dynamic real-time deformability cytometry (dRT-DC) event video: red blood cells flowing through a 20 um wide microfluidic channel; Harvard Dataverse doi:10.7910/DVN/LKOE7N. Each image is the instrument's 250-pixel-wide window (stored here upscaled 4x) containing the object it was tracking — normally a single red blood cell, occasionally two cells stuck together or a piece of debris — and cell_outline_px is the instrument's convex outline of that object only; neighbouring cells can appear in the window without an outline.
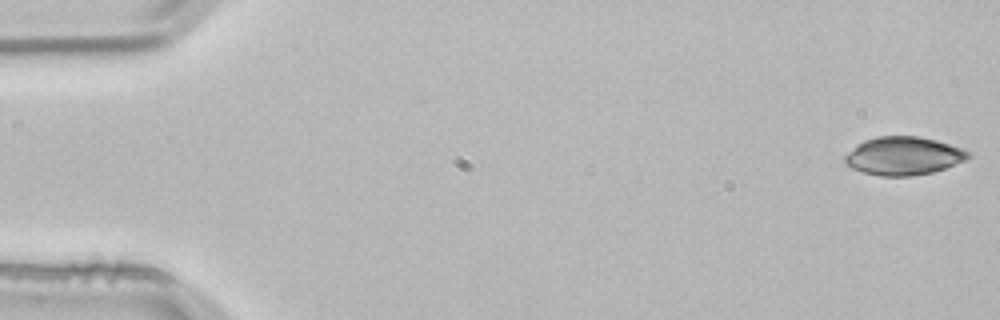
{"species": "common noctule bat (a hibernating species)", "species_latin": "Nyctalus noctula", "temperature_condition": "room temperature", "stored_images_in_passage": 53, "camera_frame_rate_fps": 3000, "um_per_image_px": 0.085, "animal": {"sex": "male", "body_mass_g": 21.5, "forearm_length_mm": 52.0}, "frame": {"image": 1, "passage_image": 1, "time_ms": 0.0, "image_size_px": [1000, 320], "cell_outline_px": [[972, 156], [964, 160], [944, 168], [932, 172], [912, 176], [880, 176], [860, 172], [844, 164], [844, 156], [856, 144], [864, 140], [876, 136], [920, 136], [936, 140], [960, 148], [968, 152]], "centroid_in_image_um": [76.73, 13.25], "position_along_channel_um": 8.3, "area_um2": 27.51}}
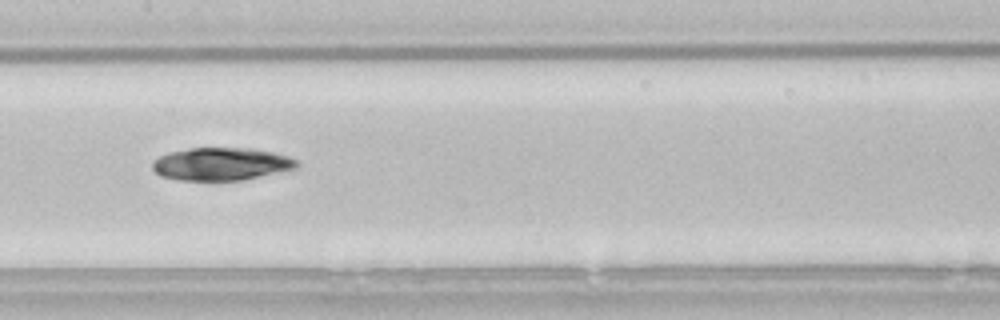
{"frame": {"image": 2, "passage_image": 26, "time_ms": 8.333, "image_size_px": [1000, 320], "cell_outline_px": [[300, 164], [296, 168], [244, 180], [180, 180], [160, 176], [152, 168], [152, 160], [168, 152], [188, 148], [252, 148], [272, 152], [288, 156], [296, 160]], "centroid_in_image_um": [18.79, 13.93], "position_along_channel_um": 188.6, "area_um2": 27.63}}
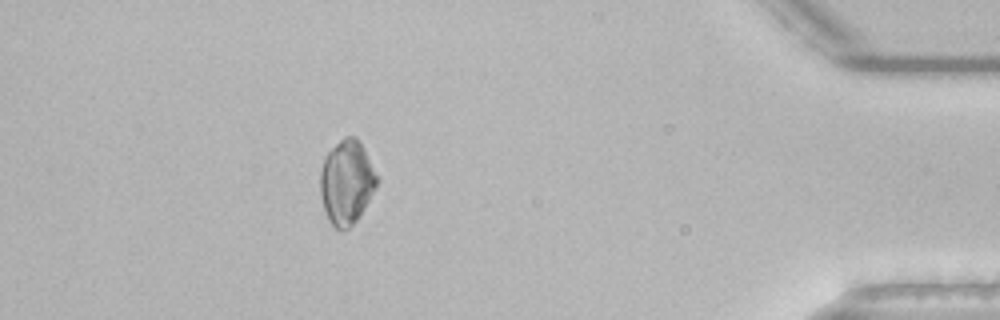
{"frame": {"image": 3, "passage_image": 47, "time_ms": 15.333, "image_size_px": [1000, 320], "cell_outline_px": [[380, 180], [376, 188], [360, 216], [348, 228], [336, 228], [328, 220], [324, 208], [320, 192], [320, 172], [324, 156], [344, 136], [356, 136], [364, 148]], "centroid_in_image_um": [29.48, 15.46], "position_along_channel_um": 405.7, "area_um2": 27.8}}